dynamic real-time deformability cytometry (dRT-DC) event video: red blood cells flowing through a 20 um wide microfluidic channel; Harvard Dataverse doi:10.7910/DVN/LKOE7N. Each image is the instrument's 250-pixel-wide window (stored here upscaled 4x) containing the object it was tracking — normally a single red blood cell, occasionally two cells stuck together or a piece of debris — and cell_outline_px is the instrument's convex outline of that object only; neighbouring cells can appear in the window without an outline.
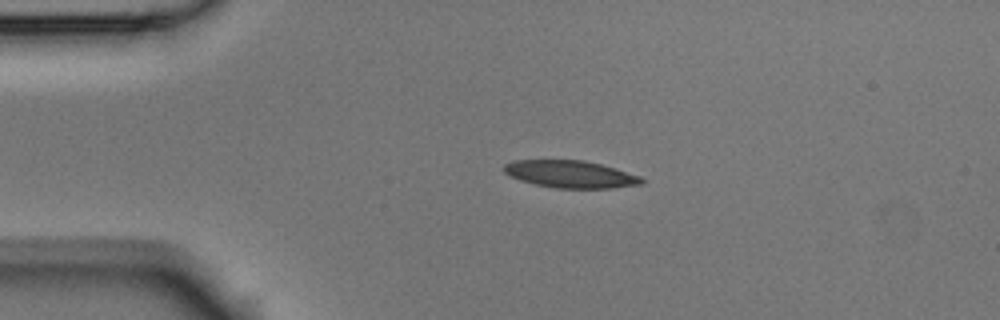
{"species": "Egyptian fruit bat (a non-hibernating species)", "species_latin": "Rousettus aegyptiacus", "temperature_condition": "room temperature", "stored_images_in_passage": 1, "camera_frame_rate_fps": 3000, "um_per_image_px": 0.085, "animal": {"sex": "male"}, "frame": {"image": 1, "passage_image": 1, "time_ms": 0.0, "image_size_px": [1000, 320], "cell_outline_px": [[644, 184], [612, 188], [556, 188], [536, 184], [520, 180], [508, 176], [504, 172], [504, 164], [512, 160], [584, 160], [616, 168], [640, 176], [644, 180]], "centroid_in_image_um": [48.49, 14.8], "position_along_channel_um": 36.5, "area_um2": 21.96}}